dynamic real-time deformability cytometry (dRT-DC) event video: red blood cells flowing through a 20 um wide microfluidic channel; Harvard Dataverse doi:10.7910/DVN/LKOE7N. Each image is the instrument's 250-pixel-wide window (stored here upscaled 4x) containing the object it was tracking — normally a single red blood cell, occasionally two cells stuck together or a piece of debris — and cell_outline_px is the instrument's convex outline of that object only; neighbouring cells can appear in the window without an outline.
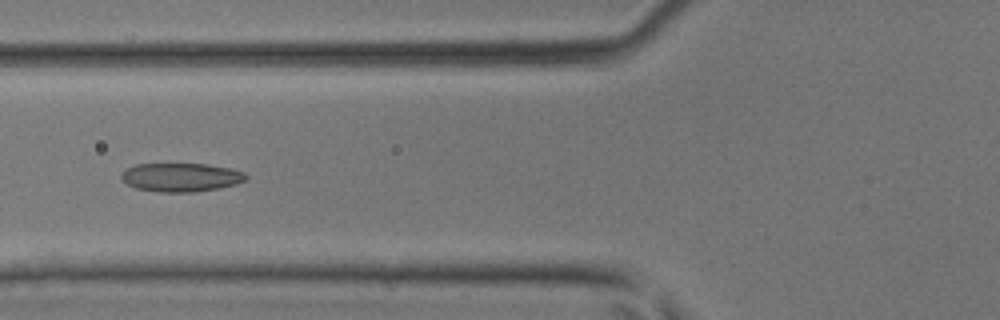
{"species": "common noctule bat (a hibernating species)", "species_latin": "Nyctalus noctula", "temperature_condition": "room temperature", "stored_images_in_passage": 45, "camera_frame_rate_fps": 3000, "um_per_image_px": 0.085, "animal": {"sex": "male", "body_mass_g": 17.9, "forearm_length_mm": 54.2}, "frame": {"image": 1, "passage_image": 18, "time_ms": 5.667, "image_size_px": [1000, 320], "cell_outline_px": [[248, 180], [236, 184], [220, 188], [192, 192], [160, 192], [136, 188], [120, 180], [120, 176], [128, 168], [136, 164], [208, 164], [228, 168], [244, 172], [248, 176]], "centroid_in_image_um": [15.41, 15.07], "position_along_channel_um": 110.4, "area_um2": 20.81}}
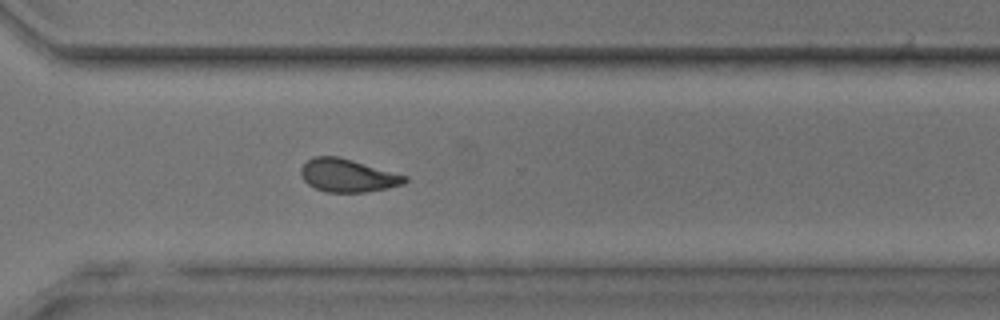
{"frame": {"image": 2, "passage_image": 33, "time_ms": 10.667, "image_size_px": [1000, 320], "cell_outline_px": [[408, 180], [404, 184], [388, 188], [364, 192], [324, 192], [308, 184], [300, 176], [300, 168], [308, 160], [316, 156], [336, 156], [352, 160], [408, 176]], "centroid_in_image_um": [29.55, 14.92], "position_along_channel_um": 341.0, "area_um2": 19.94}}
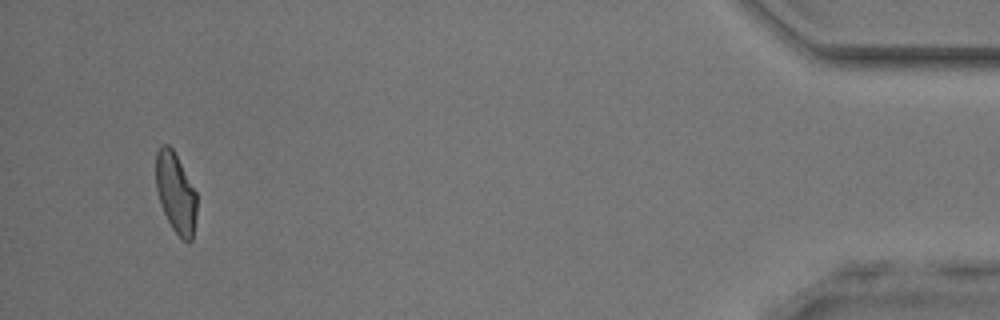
{"frame": {"image": 3, "passage_image": 43, "time_ms": 14.0, "image_size_px": [1000, 320], "cell_outline_px": [[196, 216], [192, 240], [188, 244], [172, 228], [160, 204], [156, 188], [156, 152], [160, 144], [168, 144], [172, 148], [196, 192]], "centroid_in_image_um": [14.92, 16.39], "position_along_channel_um": 420.3, "area_um2": 18.96}}